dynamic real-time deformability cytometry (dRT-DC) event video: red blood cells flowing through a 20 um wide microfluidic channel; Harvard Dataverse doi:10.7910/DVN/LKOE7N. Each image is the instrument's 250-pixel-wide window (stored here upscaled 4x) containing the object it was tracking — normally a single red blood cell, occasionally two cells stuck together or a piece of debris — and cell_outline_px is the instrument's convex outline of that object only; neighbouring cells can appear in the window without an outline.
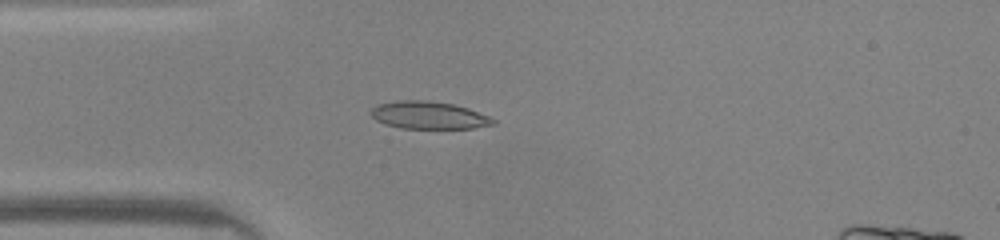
{"species": "common noctule bat (a hibernating species)", "species_latin": "Nyctalus noctula", "temperature_condition": "warm", "stored_images_in_passage": 47, "camera_frame_rate_fps": 3000, "um_per_image_px": 0.085, "animal": {"sex": "male", "body_mass_g": 20.0, "forearm_length_mm": 53.3}, "frame": {"image": 1, "passage_image": 12, "time_ms": 3.667, "image_size_px": [1000, 240], "cell_outline_px": [[496, 124], [472, 128], [400, 128], [384, 124], [376, 120], [368, 112], [372, 108], [380, 104], [400, 100], [428, 100], [452, 104], [468, 108], [488, 116], [496, 120]], "centroid_in_image_um": [36.43, 9.79], "position_along_channel_um": 48.6, "area_um2": 19.54}}
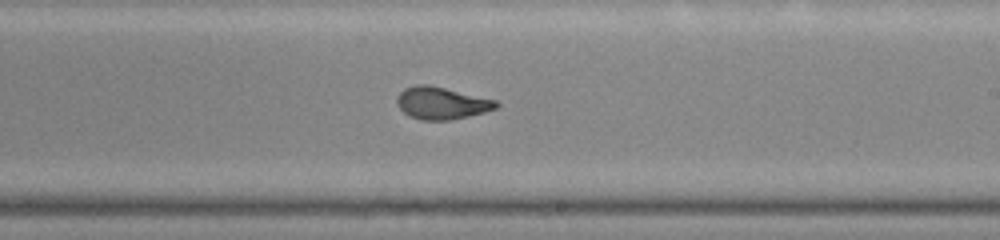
{"frame": {"image": 2, "passage_image": 27, "time_ms": 8.667, "image_size_px": [1000, 240], "cell_outline_px": [[500, 104], [496, 108], [484, 112], [468, 116], [448, 120], [420, 120], [404, 112], [396, 104], [396, 96], [404, 88], [416, 84], [428, 84], [496, 100]], "centroid_in_image_um": [37.5, 8.75], "position_along_channel_um": 251.5, "area_um2": 18.55}}
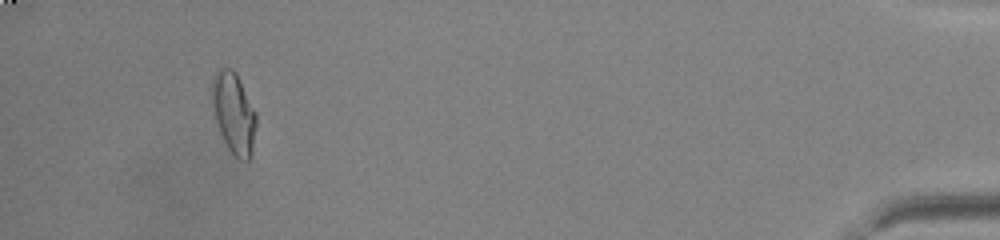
{"frame": {"image": 3, "passage_image": 44, "time_ms": 14.333, "image_size_px": [1000, 240], "cell_outline_px": [[256, 124], [252, 152], [248, 160], [240, 160], [228, 148], [220, 132], [212, 108], [212, 76], [220, 68], [232, 68], [236, 72], [256, 112]], "centroid_in_image_um": [19.87, 9.58], "position_along_channel_um": 415.3, "area_um2": 20.75}, "authors_computed_cell_mechanics": {"area_um2": 19.1318, "velocity_mm_per_s": 4.231, "shape_relaxation_time_tau1_ms": null, "shape_relaxation_time_tau2_ms": 0.859, "deformation_change_tau1": null, "deformation_change_tau2": 0.0726}}